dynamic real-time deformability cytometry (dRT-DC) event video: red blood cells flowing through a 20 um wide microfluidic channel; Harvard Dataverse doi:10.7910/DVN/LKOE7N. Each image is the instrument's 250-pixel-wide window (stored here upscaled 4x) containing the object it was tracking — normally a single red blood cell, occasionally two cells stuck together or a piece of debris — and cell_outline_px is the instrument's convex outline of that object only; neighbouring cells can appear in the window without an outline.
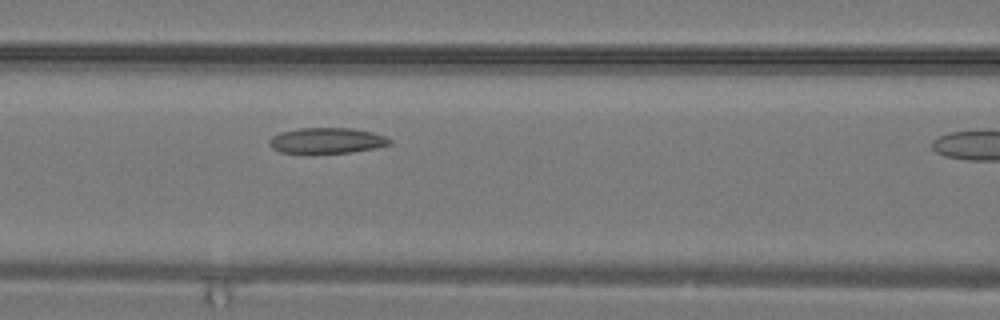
{"species": "common noctule bat (a hibernating species)", "species_latin": "Nyctalus noctula", "temperature_condition": "warm", "stored_images_in_passage": 11, "camera_frame_rate_fps": 3000, "um_per_image_px": 0.085, "animal": {"sex": "male", "body_mass_g": 19.2, "forearm_length_mm": 51.8}, "frame": {"image": 1, "passage_image": 10, "time_ms": 3.0, "image_size_px": [1000, 320], "cell_outline_px": [[392, 144], [376, 148], [352, 152], [280, 152], [272, 148], [268, 144], [268, 140], [272, 136], [280, 132], [300, 128], [352, 128], [372, 132], [384, 136], [392, 140]], "centroid_in_image_um": [27.79, 11.93], "position_along_channel_um": 138.8, "area_um2": 17.86}}